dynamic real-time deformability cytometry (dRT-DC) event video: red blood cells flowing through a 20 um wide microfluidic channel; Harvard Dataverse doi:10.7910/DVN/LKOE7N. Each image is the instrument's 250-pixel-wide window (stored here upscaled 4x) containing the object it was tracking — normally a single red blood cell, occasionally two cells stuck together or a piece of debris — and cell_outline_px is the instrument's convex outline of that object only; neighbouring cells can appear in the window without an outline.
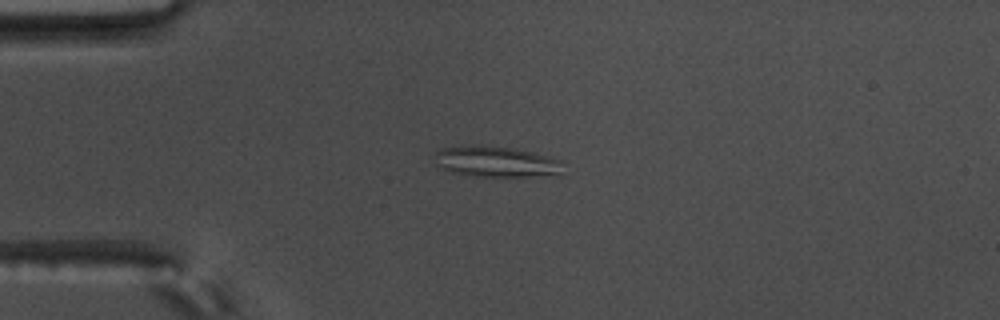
{"species": "common noctule bat (a hibernating species)", "species_latin": "Nyctalus noctula", "temperature_condition": "warm", "stored_images_in_passage": 56, "camera_frame_rate_fps": 3000, "um_per_image_px": 0.085, "animal": {"sex": "male", "body_mass_g": 17.5, "forearm_length_mm": 52.3}, "frame": {"image": 1, "passage_image": 14, "time_ms": 4.333, "image_size_px": [1000, 320], "cell_outline_px": [[560, 176], [476, 176], [452, 172], [436, 164], [436, 152], [444, 148], [472, 144], [480, 144], [516, 148], [548, 156], [560, 160]], "centroid_in_image_um": [42.2, 13.73], "position_along_channel_um": 42.8, "area_um2": 23.06}}
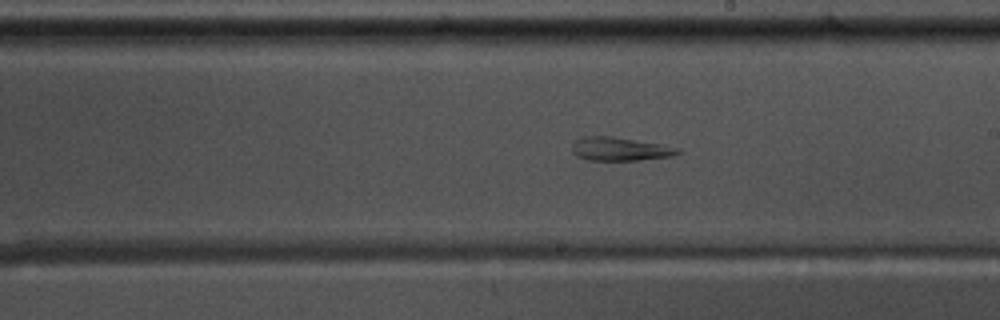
{"frame": {"image": 2, "passage_image": 32, "time_ms": 10.333, "image_size_px": [1000, 320], "cell_outline_px": [[680, 152], [672, 156], [640, 160], [588, 160], [576, 156], [572, 152], [572, 144], [576, 140], [584, 136], [612, 136], [660, 144], [680, 148]], "centroid_in_image_um": [52.67, 12.66], "position_along_channel_um": 236.3, "area_um2": 14.45}}
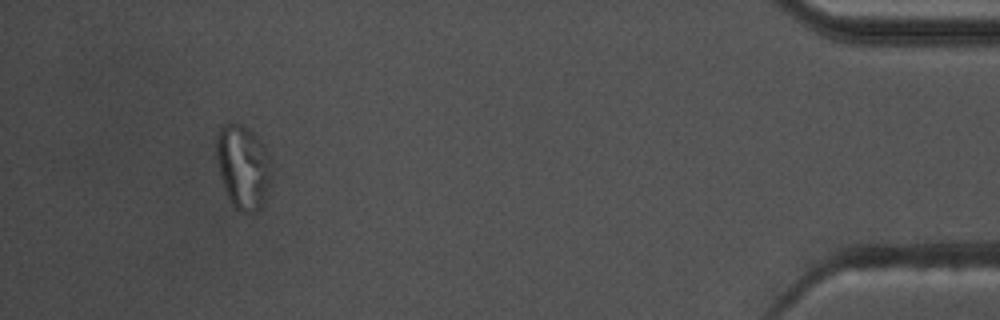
{"frame": {"image": 3, "passage_image": 52, "time_ms": 17.0, "image_size_px": [1000, 320], "cell_outline_px": [[272, 180], [264, 204], [256, 212], [240, 212], [232, 204], [224, 188], [220, 176], [216, 156], [216, 136], [220, 128], [224, 124], [240, 124], [252, 132], [260, 140], [264, 148]], "centroid_in_image_um": [20.64, 14.22], "position_along_channel_um": 414.6, "area_um2": 26.65}}